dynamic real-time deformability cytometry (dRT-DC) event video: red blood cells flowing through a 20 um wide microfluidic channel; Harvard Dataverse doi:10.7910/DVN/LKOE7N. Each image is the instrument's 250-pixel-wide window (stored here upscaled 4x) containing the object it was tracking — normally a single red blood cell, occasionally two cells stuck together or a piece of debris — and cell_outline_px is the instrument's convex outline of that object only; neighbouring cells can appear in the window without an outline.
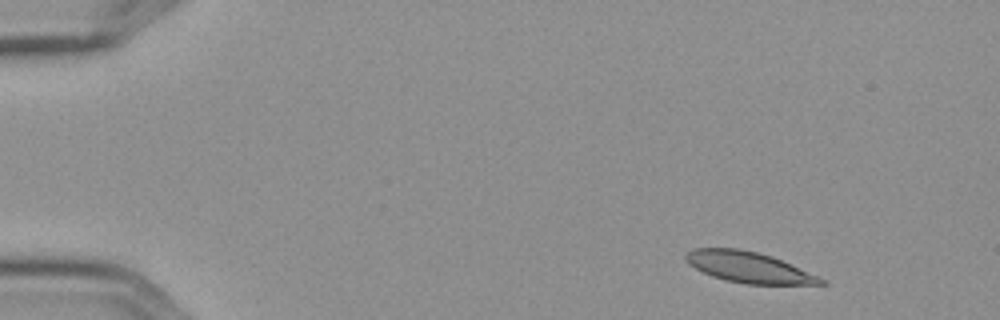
{"species": "Egyptian fruit bat (a non-hibernating species)", "species_latin": "Rousettus aegyptiacus", "temperature_condition": "cold", "stored_images_in_passage": 4, "camera_frame_rate_fps": 3000, "um_per_image_px": 0.085, "frame": {"image": 1, "passage_image": 1, "time_ms": 0.0, "image_size_px": [1000, 320], "cell_outline_px": [[828, 284], [744, 284], [724, 280], [712, 276], [688, 264], [684, 260], [684, 256], [692, 248], [736, 248], [756, 252], [780, 260], [816, 276], [824, 280]], "centroid_in_image_um": [63.54, 22.72], "position_along_channel_um": 21.5, "area_um2": 23.76}}
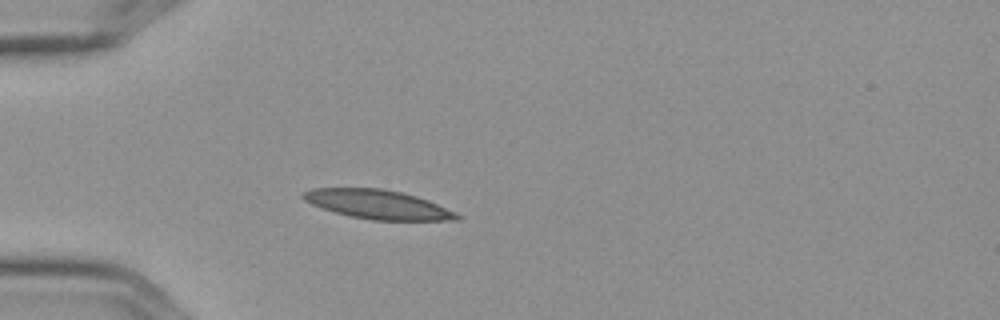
{"frame": {"image": 2, "passage_image": 4, "time_ms": 1.0, "image_size_px": [1000, 320], "cell_outline_px": [[460, 220], [372, 220], [348, 216], [312, 204], [304, 200], [300, 196], [300, 192], [312, 188], [380, 188], [400, 192], [416, 196], [428, 200], [456, 212], [460, 216]], "centroid_in_image_um": [32.09, 17.37], "position_along_channel_um": 52.9, "area_um2": 25.95}}